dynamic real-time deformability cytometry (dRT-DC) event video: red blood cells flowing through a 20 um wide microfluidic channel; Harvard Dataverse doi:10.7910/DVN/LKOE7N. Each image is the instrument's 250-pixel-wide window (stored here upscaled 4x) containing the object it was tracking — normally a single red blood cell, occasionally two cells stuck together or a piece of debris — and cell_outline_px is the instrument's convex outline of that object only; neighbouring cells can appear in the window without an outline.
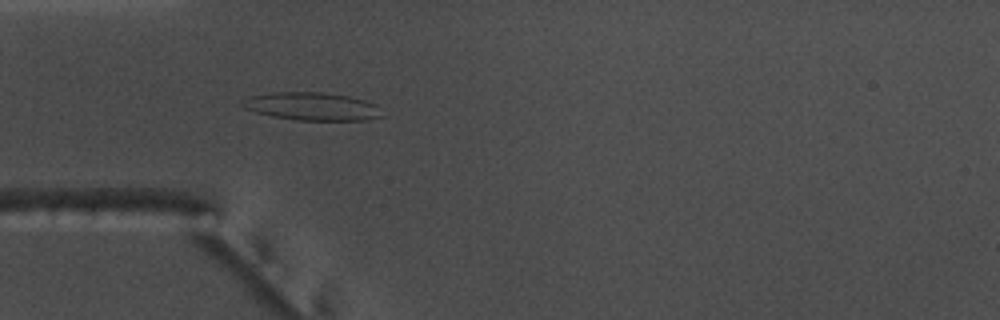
{"species": "common noctule bat (a hibernating species)", "species_latin": "Nyctalus noctula", "temperature_condition": "warm", "stored_images_in_passage": 54, "camera_frame_rate_fps": 3000, "um_per_image_px": 0.085, "animal": {"sex": "male", "body_mass_g": 17.5, "forearm_length_mm": 52.3}, "frame": {"image": 1, "passage_image": 16, "time_ms": 5.0, "image_size_px": [1000, 320], "cell_outline_px": [[388, 116], [368, 120], [296, 120], [272, 116], [256, 112], [244, 108], [240, 104], [240, 100], [252, 96], [272, 92], [320, 92], [348, 96], [364, 100], [376, 104]], "centroid_in_image_um": [26.57, 9.05], "position_along_channel_um": 58.4, "area_um2": 23.0}}
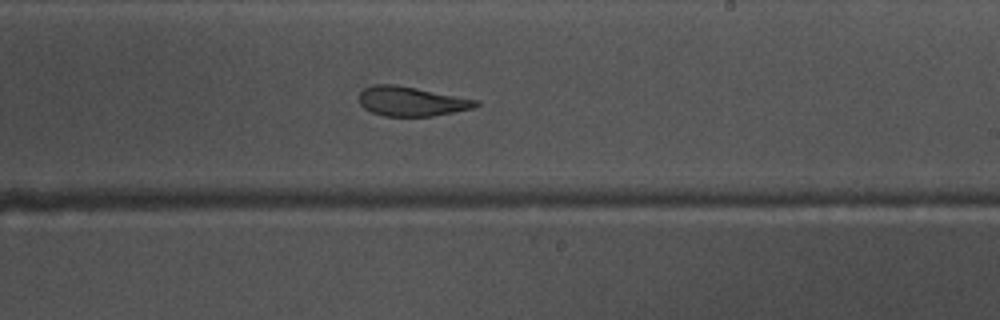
{"frame": {"image": 2, "passage_image": 32, "time_ms": 10.333, "image_size_px": [1000, 320], "cell_outline_px": [[480, 104], [472, 108], [432, 116], [384, 116], [372, 112], [364, 108], [360, 104], [360, 92], [364, 88], [372, 84], [396, 84], [480, 100]], "centroid_in_image_um": [34.96, 8.6], "position_along_channel_um": 254.0, "area_um2": 20.06}}
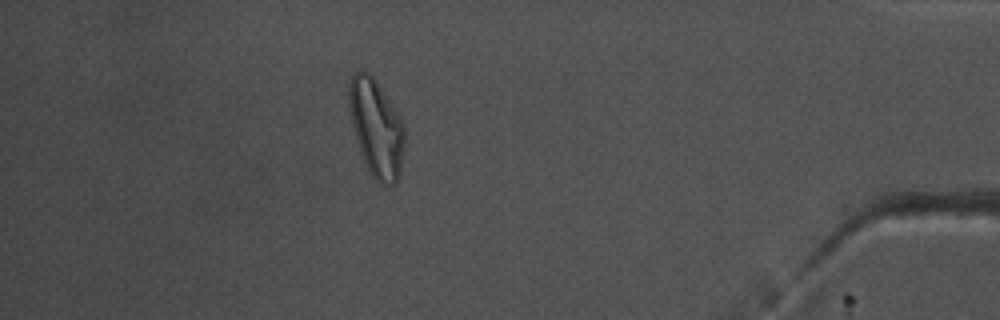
{"frame": {"image": 3, "passage_image": 48, "time_ms": 15.667, "image_size_px": [1000, 320], "cell_outline_px": [[404, 144], [400, 176], [396, 184], [380, 184], [372, 176], [364, 160], [352, 124], [348, 104], [348, 84], [352, 72], [368, 72], [372, 76], [400, 116], [404, 124]], "centroid_in_image_um": [31.99, 10.88], "position_along_channel_um": 403.2, "area_um2": 31.21}, "authors_computed_cell_mechanics": {"area_um2": 23.5824, "velocity_mm_per_s": 3.7299, "shape_relaxation_time_tau1_ms": null, "shape_relaxation_time_tau2_ms": 2.2971, "deformation_change_tau1": null, "deformation_change_tau2": 0.1021}}